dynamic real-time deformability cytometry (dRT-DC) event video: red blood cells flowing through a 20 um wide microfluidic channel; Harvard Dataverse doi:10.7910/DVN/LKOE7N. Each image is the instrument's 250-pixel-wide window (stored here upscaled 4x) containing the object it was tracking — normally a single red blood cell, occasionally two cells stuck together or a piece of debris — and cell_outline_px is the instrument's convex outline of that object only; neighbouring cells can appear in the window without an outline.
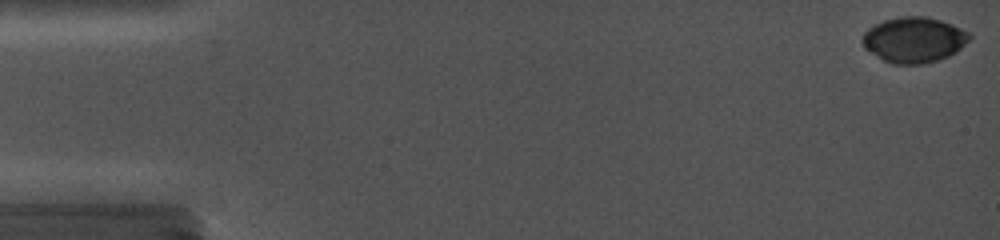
{"species": "common noctule bat (a hibernating species)", "species_latin": "Nyctalus noctula", "temperature_condition": "cold", "stored_images_in_passage": 42, "camera_frame_rate_fps": 5000, "um_per_image_px": 0.085, "animal": {"sex": "female", "body_mass_g": 19.0, "forearm_length_mm": 56.7}, "frame": {"image": 1, "passage_image": 1, "time_ms": 0.0, "image_size_px": [1000, 240], "cell_outline_px": [[972, 36], [956, 52], [948, 56], [936, 60], [920, 64], [892, 64], [884, 60], [864, 48], [860, 40], [864, 32], [868, 28], [884, 20], [900, 16], [924, 16], [940, 20], [952, 24], [968, 32]], "centroid_in_image_um": [77.66, 3.37], "position_along_channel_um": 7.3, "area_um2": 28.26}}